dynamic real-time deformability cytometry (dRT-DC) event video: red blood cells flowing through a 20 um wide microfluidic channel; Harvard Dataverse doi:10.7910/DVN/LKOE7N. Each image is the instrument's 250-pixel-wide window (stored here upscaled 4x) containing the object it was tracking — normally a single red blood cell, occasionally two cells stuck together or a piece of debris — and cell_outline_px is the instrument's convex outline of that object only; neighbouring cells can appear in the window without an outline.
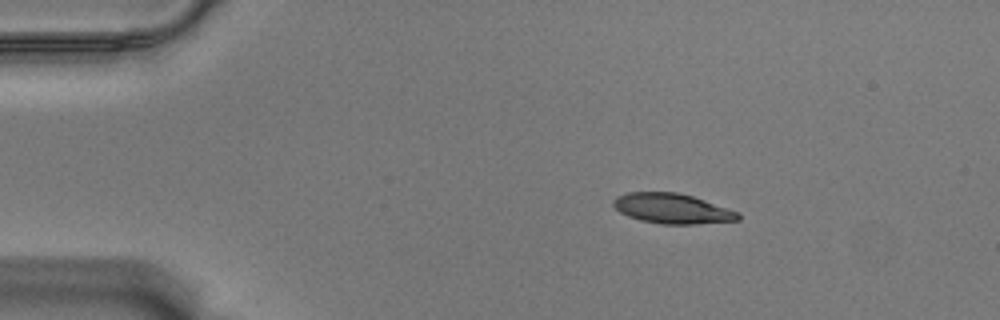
{"species": "Egyptian fruit bat (a non-hibernating species)", "species_latin": "Rousettus aegyptiacus", "temperature_condition": "warm", "stored_images_in_passage": 48, "camera_frame_rate_fps": 3000, "um_per_image_px": 0.085, "animal": {"sex": "male"}, "frame": {"image": 1, "passage_image": 1, "time_ms": 0.0, "image_size_px": [1000, 320], "cell_outline_px": [[740, 220], [696, 224], [660, 224], [640, 220], [628, 216], [620, 212], [612, 204], [612, 200], [616, 196], [628, 192], [676, 192], [692, 196], [740, 212]], "centroid_in_image_um": [57.13, 17.73], "position_along_channel_um": 27.9, "area_um2": 21.91}}
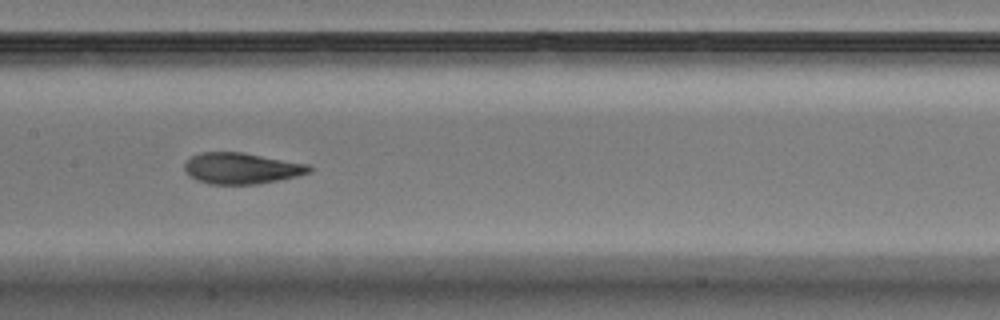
{"frame": {"image": 2, "passage_image": 20, "time_ms": 6.333, "image_size_px": [1000, 320], "cell_outline_px": [[312, 172], [296, 176], [256, 184], [208, 184], [196, 180], [188, 176], [184, 168], [184, 164], [192, 156], [200, 152], [244, 152], [308, 164], [312, 168]], "centroid_in_image_um": [20.5, 14.3], "position_along_channel_um": 186.9, "area_um2": 22.66}}
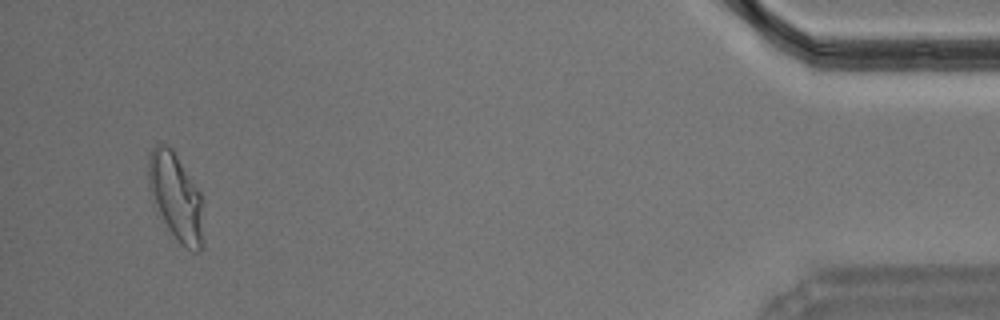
{"frame": {"image": 3, "passage_image": 46, "time_ms": 15.0, "image_size_px": [1000, 320], "cell_outline_px": [[204, 248], [196, 252], [180, 244], [176, 240], [156, 216], [152, 204], [148, 180], [148, 156], [152, 148], [160, 140], [172, 148], [200, 192], [204, 240]], "centroid_in_image_um": [14.91, 16.77], "position_along_channel_um": 420.3, "area_um2": 28.84}, "authors_computed_cell_mechanics": {"area_um2": 23.3223, "velocity_mm_per_s": 3.5342, "shape_relaxation_time_tau1_ms": 6.2475, "shape_relaxation_time_tau2_ms": 1.206, "deformation_change_tau1": 0.2068, "deformation_change_tau2": 0.0727}}